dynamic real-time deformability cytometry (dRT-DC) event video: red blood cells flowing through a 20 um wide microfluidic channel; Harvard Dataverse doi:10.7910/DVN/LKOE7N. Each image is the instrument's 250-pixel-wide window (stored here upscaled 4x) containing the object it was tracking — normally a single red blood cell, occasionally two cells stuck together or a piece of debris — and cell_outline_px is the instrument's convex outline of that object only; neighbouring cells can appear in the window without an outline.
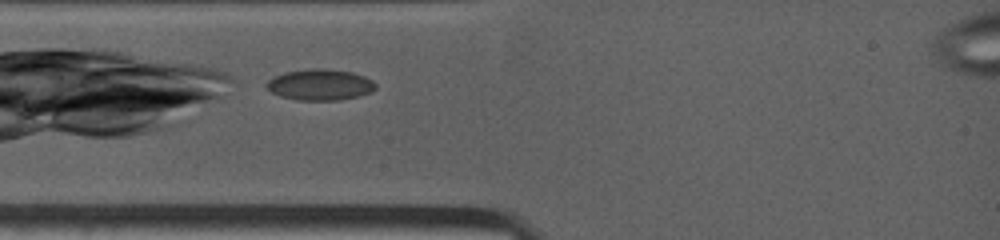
{"species": "common noctule bat (a hibernating species)", "species_latin": "Nyctalus noctula", "temperature_condition": "warm", "stored_images_in_passage": 27, "camera_frame_rate_fps": 4500, "um_per_image_px": 0.085, "animal": {"sex": "female", "body_mass_g": 19.0, "forearm_length_mm": 53.3}, "frame": {"image": 1, "passage_image": 1, "time_ms": 0.0, "image_size_px": [1000, 240], "cell_outline_px": [[376, 88], [372, 92], [360, 96], [340, 100], [296, 100], [280, 96], [272, 92], [264, 84], [272, 76], [284, 72], [312, 68], [324, 68], [352, 72], [364, 76], [372, 80], [376, 84]], "centroid_in_image_um": [27.2, 7.2], "position_along_channel_um": 57.8, "area_um2": 20.0}}
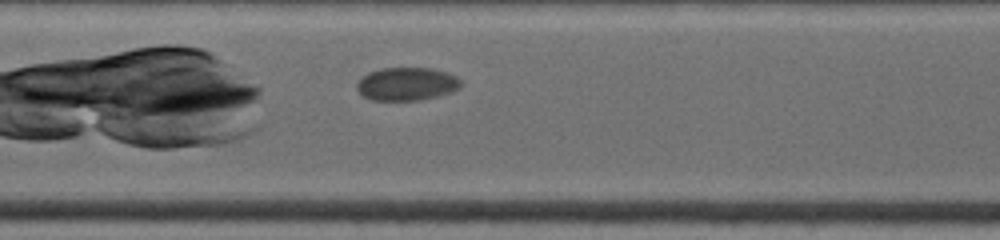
{"frame": {"image": 2, "passage_image": 12, "time_ms": 3.111, "image_size_px": [1000, 240], "cell_outline_px": [[464, 84], [460, 88], [452, 92], [420, 100], [372, 100], [364, 96], [356, 88], [356, 84], [368, 72], [380, 68], [432, 68], [448, 72], [464, 80]], "centroid_in_image_um": [34.64, 7.12], "position_along_channel_um": 172.8, "area_um2": 20.29}}
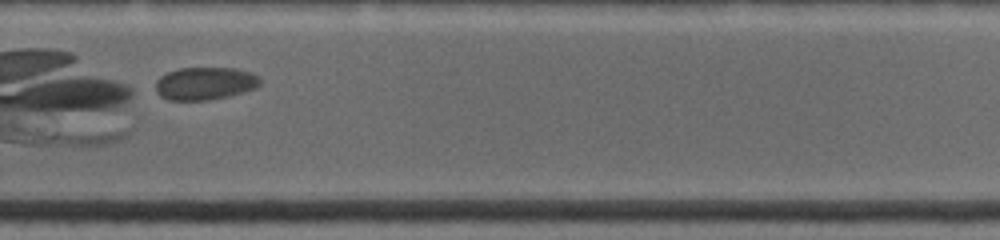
{"frame": {"image": 3, "passage_image": 26, "time_ms": 6.889, "image_size_px": [1000, 240], "cell_outline_px": [[260, 84], [256, 88], [244, 92], [228, 96], [208, 100], [168, 100], [160, 96], [156, 92], [156, 80], [160, 76], [168, 72], [180, 68], [236, 68], [252, 72], [260, 80]], "centroid_in_image_um": [17.42, 7.09], "position_along_channel_um": 312.4, "area_um2": 20.0}}